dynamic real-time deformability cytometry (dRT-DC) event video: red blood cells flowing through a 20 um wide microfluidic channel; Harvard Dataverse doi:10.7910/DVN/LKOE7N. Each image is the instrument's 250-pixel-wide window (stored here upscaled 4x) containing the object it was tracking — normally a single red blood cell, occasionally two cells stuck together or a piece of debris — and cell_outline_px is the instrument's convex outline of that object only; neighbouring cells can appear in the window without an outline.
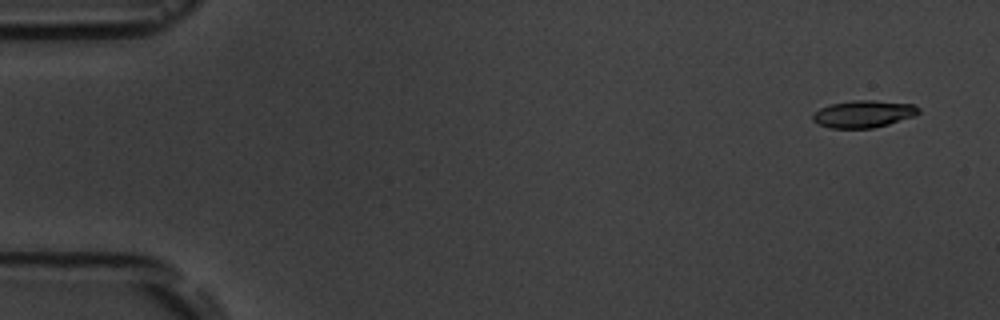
{"species": "common noctule bat (a hibernating species)", "species_latin": "Nyctalus noctula", "temperature_condition": "room temperature", "stored_images_in_passage": 5, "camera_frame_rate_fps": 3000, "um_per_image_px": 0.085, "animal": {"sex": "male", "body_mass_g": 19.5, "forearm_length_mm": 54.6}, "frame": {"image": 1, "passage_image": 1, "time_ms": 0.0, "image_size_px": [1000, 320], "cell_outline_px": [[920, 112], [912, 116], [888, 124], [872, 128], [832, 128], [820, 124], [812, 120], [812, 116], [820, 108], [832, 104], [852, 100], [876, 100], [912, 104], [920, 108]], "centroid_in_image_um": [73.4, 9.68], "position_along_channel_um": 11.6, "area_um2": 16.53}}
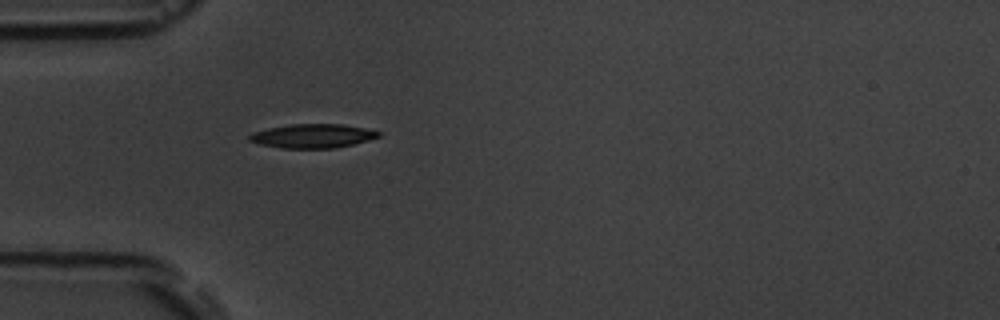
{"frame": {"image": 2, "passage_image": 5, "time_ms": 4.667, "image_size_px": [1000, 320], "cell_outline_px": [[380, 136], [368, 140], [336, 148], [280, 148], [260, 144], [248, 140], [248, 136], [252, 132], [268, 128], [288, 124], [340, 124], [364, 128], [380, 132]], "centroid_in_image_um": [26.53, 11.55], "position_along_channel_um": 58.5, "area_um2": 17.98}}